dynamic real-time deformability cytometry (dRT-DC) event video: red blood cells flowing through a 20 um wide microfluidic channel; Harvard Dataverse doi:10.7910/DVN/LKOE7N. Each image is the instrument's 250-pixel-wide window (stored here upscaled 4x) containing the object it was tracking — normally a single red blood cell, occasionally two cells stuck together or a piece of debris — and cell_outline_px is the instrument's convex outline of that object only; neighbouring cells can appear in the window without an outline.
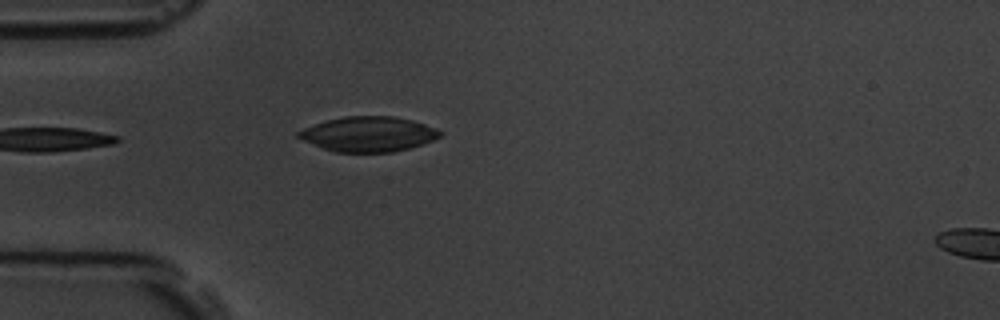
{"species": "common noctule bat (a hibernating species)", "species_latin": "Nyctalus noctula", "temperature_condition": "room temperature", "stored_images_in_passage": 2, "segment_of_instrument_passage": [1, 2], "camera_frame_rate_fps": 3000, "um_per_image_px": 0.085, "animal": {"sex": "male", "body_mass_g": 19.5, "forearm_length_mm": 54.6}, "frame": {"image": 1, "passage_image": 1, "time_ms": 0.0, "image_size_px": [1000, 320], "cell_outline_px": [[444, 132], [440, 136], [432, 140], [412, 148], [392, 152], [336, 152], [324, 148], [304, 140], [296, 136], [296, 132], [304, 128], [328, 120], [344, 116], [392, 116], [412, 120], [436, 128]], "centroid_in_image_um": [31.35, 11.4], "position_along_channel_um": 53.7, "area_um2": 28.67}}